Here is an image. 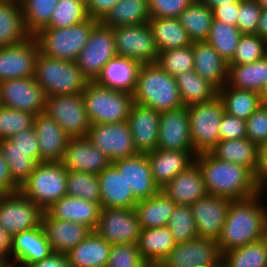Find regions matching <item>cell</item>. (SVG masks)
Listing matches in <instances>:
<instances>
[{"instance_id":"03108f58","label":"cell","mask_w":267,"mask_h":267,"mask_svg":"<svg viewBox=\"0 0 267 267\" xmlns=\"http://www.w3.org/2000/svg\"><path fill=\"white\" fill-rule=\"evenodd\" d=\"M257 180L263 189L267 188V141L259 147V170Z\"/></svg>"},{"instance_id":"a7ac6f4b","label":"cell","mask_w":267,"mask_h":267,"mask_svg":"<svg viewBox=\"0 0 267 267\" xmlns=\"http://www.w3.org/2000/svg\"><path fill=\"white\" fill-rule=\"evenodd\" d=\"M256 34L267 42V9H262Z\"/></svg>"},{"instance_id":"f6af8a7d","label":"cell","mask_w":267,"mask_h":267,"mask_svg":"<svg viewBox=\"0 0 267 267\" xmlns=\"http://www.w3.org/2000/svg\"><path fill=\"white\" fill-rule=\"evenodd\" d=\"M242 33L237 26L213 20L207 42L218 52V54L229 62L235 53Z\"/></svg>"},{"instance_id":"d590c367","label":"cell","mask_w":267,"mask_h":267,"mask_svg":"<svg viewBox=\"0 0 267 267\" xmlns=\"http://www.w3.org/2000/svg\"><path fill=\"white\" fill-rule=\"evenodd\" d=\"M0 150L13 181L20 187L40 163V150H22L10 139L0 141Z\"/></svg>"},{"instance_id":"2a66077c","label":"cell","mask_w":267,"mask_h":267,"mask_svg":"<svg viewBox=\"0 0 267 267\" xmlns=\"http://www.w3.org/2000/svg\"><path fill=\"white\" fill-rule=\"evenodd\" d=\"M81 1L82 3H84L86 6L88 5V3L90 2V0H79Z\"/></svg>"},{"instance_id":"753ad0ef","label":"cell","mask_w":267,"mask_h":267,"mask_svg":"<svg viewBox=\"0 0 267 267\" xmlns=\"http://www.w3.org/2000/svg\"><path fill=\"white\" fill-rule=\"evenodd\" d=\"M262 9H267V0H257Z\"/></svg>"},{"instance_id":"be15d7a7","label":"cell","mask_w":267,"mask_h":267,"mask_svg":"<svg viewBox=\"0 0 267 267\" xmlns=\"http://www.w3.org/2000/svg\"><path fill=\"white\" fill-rule=\"evenodd\" d=\"M19 186L13 181L9 167L0 150V192L14 193L19 191Z\"/></svg>"},{"instance_id":"52a82bcc","label":"cell","mask_w":267,"mask_h":267,"mask_svg":"<svg viewBox=\"0 0 267 267\" xmlns=\"http://www.w3.org/2000/svg\"><path fill=\"white\" fill-rule=\"evenodd\" d=\"M82 99L91 124L120 123L127 121L134 104L133 95L115 91L89 81Z\"/></svg>"},{"instance_id":"603a6c76","label":"cell","mask_w":267,"mask_h":267,"mask_svg":"<svg viewBox=\"0 0 267 267\" xmlns=\"http://www.w3.org/2000/svg\"><path fill=\"white\" fill-rule=\"evenodd\" d=\"M52 253L41 225L12 236L10 262L16 267H28L49 257Z\"/></svg>"},{"instance_id":"4316f807","label":"cell","mask_w":267,"mask_h":267,"mask_svg":"<svg viewBox=\"0 0 267 267\" xmlns=\"http://www.w3.org/2000/svg\"><path fill=\"white\" fill-rule=\"evenodd\" d=\"M161 191L176 205L190 206L208 193L199 166L194 162L177 174Z\"/></svg>"},{"instance_id":"f907efd6","label":"cell","mask_w":267,"mask_h":267,"mask_svg":"<svg viewBox=\"0 0 267 267\" xmlns=\"http://www.w3.org/2000/svg\"><path fill=\"white\" fill-rule=\"evenodd\" d=\"M167 226L176 243L187 242L198 237L190 206L177 205L168 220Z\"/></svg>"},{"instance_id":"e7e4bbea","label":"cell","mask_w":267,"mask_h":267,"mask_svg":"<svg viewBox=\"0 0 267 267\" xmlns=\"http://www.w3.org/2000/svg\"><path fill=\"white\" fill-rule=\"evenodd\" d=\"M28 267H71L66 254L52 253L49 257L37 261Z\"/></svg>"},{"instance_id":"9c48e42d","label":"cell","mask_w":267,"mask_h":267,"mask_svg":"<svg viewBox=\"0 0 267 267\" xmlns=\"http://www.w3.org/2000/svg\"><path fill=\"white\" fill-rule=\"evenodd\" d=\"M116 55L113 28L99 21L75 63L89 81H95L105 64Z\"/></svg>"},{"instance_id":"db71d44e","label":"cell","mask_w":267,"mask_h":267,"mask_svg":"<svg viewBox=\"0 0 267 267\" xmlns=\"http://www.w3.org/2000/svg\"><path fill=\"white\" fill-rule=\"evenodd\" d=\"M107 267H151L139 253L137 244L112 245Z\"/></svg>"},{"instance_id":"4dcf8cb0","label":"cell","mask_w":267,"mask_h":267,"mask_svg":"<svg viewBox=\"0 0 267 267\" xmlns=\"http://www.w3.org/2000/svg\"><path fill=\"white\" fill-rule=\"evenodd\" d=\"M147 156L152 177L160 189L194 163V157L188 151L156 149Z\"/></svg>"},{"instance_id":"6da1fadb","label":"cell","mask_w":267,"mask_h":267,"mask_svg":"<svg viewBox=\"0 0 267 267\" xmlns=\"http://www.w3.org/2000/svg\"><path fill=\"white\" fill-rule=\"evenodd\" d=\"M194 162L202 172L209 195L234 201L253 197L263 190L248 168L219 160L210 152L197 154Z\"/></svg>"},{"instance_id":"e575fe53","label":"cell","mask_w":267,"mask_h":267,"mask_svg":"<svg viewBox=\"0 0 267 267\" xmlns=\"http://www.w3.org/2000/svg\"><path fill=\"white\" fill-rule=\"evenodd\" d=\"M31 37L21 4L0 0V47L17 45Z\"/></svg>"},{"instance_id":"bcb514c9","label":"cell","mask_w":267,"mask_h":267,"mask_svg":"<svg viewBox=\"0 0 267 267\" xmlns=\"http://www.w3.org/2000/svg\"><path fill=\"white\" fill-rule=\"evenodd\" d=\"M67 195L101 203L100 183L97 174L68 171Z\"/></svg>"},{"instance_id":"74e56055","label":"cell","mask_w":267,"mask_h":267,"mask_svg":"<svg viewBox=\"0 0 267 267\" xmlns=\"http://www.w3.org/2000/svg\"><path fill=\"white\" fill-rule=\"evenodd\" d=\"M148 24L158 52L192 45L178 18H150Z\"/></svg>"},{"instance_id":"ee69618b","label":"cell","mask_w":267,"mask_h":267,"mask_svg":"<svg viewBox=\"0 0 267 267\" xmlns=\"http://www.w3.org/2000/svg\"><path fill=\"white\" fill-rule=\"evenodd\" d=\"M222 267H267V243L265 239L223 253Z\"/></svg>"},{"instance_id":"44dd1931","label":"cell","mask_w":267,"mask_h":267,"mask_svg":"<svg viewBox=\"0 0 267 267\" xmlns=\"http://www.w3.org/2000/svg\"><path fill=\"white\" fill-rule=\"evenodd\" d=\"M112 164L123 174L137 201L146 200L161 190L152 177L147 154L117 159Z\"/></svg>"},{"instance_id":"8fae6325","label":"cell","mask_w":267,"mask_h":267,"mask_svg":"<svg viewBox=\"0 0 267 267\" xmlns=\"http://www.w3.org/2000/svg\"><path fill=\"white\" fill-rule=\"evenodd\" d=\"M43 210L20 191L0 197V225L11 236L41 225Z\"/></svg>"},{"instance_id":"94428289","label":"cell","mask_w":267,"mask_h":267,"mask_svg":"<svg viewBox=\"0 0 267 267\" xmlns=\"http://www.w3.org/2000/svg\"><path fill=\"white\" fill-rule=\"evenodd\" d=\"M22 150H39L37 135L34 128L20 131L10 138Z\"/></svg>"},{"instance_id":"d4e9b609","label":"cell","mask_w":267,"mask_h":267,"mask_svg":"<svg viewBox=\"0 0 267 267\" xmlns=\"http://www.w3.org/2000/svg\"><path fill=\"white\" fill-rule=\"evenodd\" d=\"M141 66L138 60L116 55L105 64L94 82L133 95Z\"/></svg>"},{"instance_id":"2644e50d","label":"cell","mask_w":267,"mask_h":267,"mask_svg":"<svg viewBox=\"0 0 267 267\" xmlns=\"http://www.w3.org/2000/svg\"><path fill=\"white\" fill-rule=\"evenodd\" d=\"M259 96L261 99V103L267 105V81L263 84L259 92Z\"/></svg>"},{"instance_id":"d6986e66","label":"cell","mask_w":267,"mask_h":267,"mask_svg":"<svg viewBox=\"0 0 267 267\" xmlns=\"http://www.w3.org/2000/svg\"><path fill=\"white\" fill-rule=\"evenodd\" d=\"M159 126L156 149L188 151L195 158L186 106L160 113Z\"/></svg>"},{"instance_id":"ffe728a7","label":"cell","mask_w":267,"mask_h":267,"mask_svg":"<svg viewBox=\"0 0 267 267\" xmlns=\"http://www.w3.org/2000/svg\"><path fill=\"white\" fill-rule=\"evenodd\" d=\"M60 163L67 171L99 174L112 164L109 157L87 137L70 138Z\"/></svg>"},{"instance_id":"277c9868","label":"cell","mask_w":267,"mask_h":267,"mask_svg":"<svg viewBox=\"0 0 267 267\" xmlns=\"http://www.w3.org/2000/svg\"><path fill=\"white\" fill-rule=\"evenodd\" d=\"M33 77L47 97L82 93L89 83L75 62L47 57L42 53L36 59Z\"/></svg>"},{"instance_id":"7dc6e473","label":"cell","mask_w":267,"mask_h":267,"mask_svg":"<svg viewBox=\"0 0 267 267\" xmlns=\"http://www.w3.org/2000/svg\"><path fill=\"white\" fill-rule=\"evenodd\" d=\"M58 1L59 0H23L21 3L22 13L26 29L32 36L49 23Z\"/></svg>"},{"instance_id":"30bf717a","label":"cell","mask_w":267,"mask_h":267,"mask_svg":"<svg viewBox=\"0 0 267 267\" xmlns=\"http://www.w3.org/2000/svg\"><path fill=\"white\" fill-rule=\"evenodd\" d=\"M44 112L71 137H86L91 126L82 93L47 97Z\"/></svg>"},{"instance_id":"9f6ffc18","label":"cell","mask_w":267,"mask_h":267,"mask_svg":"<svg viewBox=\"0 0 267 267\" xmlns=\"http://www.w3.org/2000/svg\"><path fill=\"white\" fill-rule=\"evenodd\" d=\"M246 138L258 147L267 141V105L262 104L246 120Z\"/></svg>"},{"instance_id":"3957f363","label":"cell","mask_w":267,"mask_h":267,"mask_svg":"<svg viewBox=\"0 0 267 267\" xmlns=\"http://www.w3.org/2000/svg\"><path fill=\"white\" fill-rule=\"evenodd\" d=\"M133 99L134 103L152 108L158 113L184 106L175 77L157 63L142 64Z\"/></svg>"},{"instance_id":"816d5d0a","label":"cell","mask_w":267,"mask_h":267,"mask_svg":"<svg viewBox=\"0 0 267 267\" xmlns=\"http://www.w3.org/2000/svg\"><path fill=\"white\" fill-rule=\"evenodd\" d=\"M267 55V42L257 34H242L228 65L253 63Z\"/></svg>"},{"instance_id":"f1b7e54d","label":"cell","mask_w":267,"mask_h":267,"mask_svg":"<svg viewBox=\"0 0 267 267\" xmlns=\"http://www.w3.org/2000/svg\"><path fill=\"white\" fill-rule=\"evenodd\" d=\"M101 193V208H134L138 201L132 194L131 187H128L117 168L111 164L98 174Z\"/></svg>"},{"instance_id":"6f0895ef","label":"cell","mask_w":267,"mask_h":267,"mask_svg":"<svg viewBox=\"0 0 267 267\" xmlns=\"http://www.w3.org/2000/svg\"><path fill=\"white\" fill-rule=\"evenodd\" d=\"M194 0H148L151 18H178Z\"/></svg>"},{"instance_id":"60d3db41","label":"cell","mask_w":267,"mask_h":267,"mask_svg":"<svg viewBox=\"0 0 267 267\" xmlns=\"http://www.w3.org/2000/svg\"><path fill=\"white\" fill-rule=\"evenodd\" d=\"M267 81V55L253 63L228 65L227 85L259 93Z\"/></svg>"},{"instance_id":"c3c4849f","label":"cell","mask_w":267,"mask_h":267,"mask_svg":"<svg viewBox=\"0 0 267 267\" xmlns=\"http://www.w3.org/2000/svg\"><path fill=\"white\" fill-rule=\"evenodd\" d=\"M87 6L79 0H59L45 27L66 28L87 20Z\"/></svg>"},{"instance_id":"f5cc1de1","label":"cell","mask_w":267,"mask_h":267,"mask_svg":"<svg viewBox=\"0 0 267 267\" xmlns=\"http://www.w3.org/2000/svg\"><path fill=\"white\" fill-rule=\"evenodd\" d=\"M35 114L9 107H0V141L34 127Z\"/></svg>"},{"instance_id":"680465c9","label":"cell","mask_w":267,"mask_h":267,"mask_svg":"<svg viewBox=\"0 0 267 267\" xmlns=\"http://www.w3.org/2000/svg\"><path fill=\"white\" fill-rule=\"evenodd\" d=\"M220 140L246 138V121L224 113L219 125Z\"/></svg>"},{"instance_id":"8d00e7d4","label":"cell","mask_w":267,"mask_h":267,"mask_svg":"<svg viewBox=\"0 0 267 267\" xmlns=\"http://www.w3.org/2000/svg\"><path fill=\"white\" fill-rule=\"evenodd\" d=\"M176 204L163 191L146 200L138 201L134 210L141 229L167 226L168 220L176 208Z\"/></svg>"},{"instance_id":"484cf974","label":"cell","mask_w":267,"mask_h":267,"mask_svg":"<svg viewBox=\"0 0 267 267\" xmlns=\"http://www.w3.org/2000/svg\"><path fill=\"white\" fill-rule=\"evenodd\" d=\"M33 128L37 135L40 162H60L71 137L45 112L35 116Z\"/></svg>"},{"instance_id":"7402d4cb","label":"cell","mask_w":267,"mask_h":267,"mask_svg":"<svg viewBox=\"0 0 267 267\" xmlns=\"http://www.w3.org/2000/svg\"><path fill=\"white\" fill-rule=\"evenodd\" d=\"M134 146L139 154L156 150L160 125V113L152 108L134 103L127 121Z\"/></svg>"},{"instance_id":"91938a15","label":"cell","mask_w":267,"mask_h":267,"mask_svg":"<svg viewBox=\"0 0 267 267\" xmlns=\"http://www.w3.org/2000/svg\"><path fill=\"white\" fill-rule=\"evenodd\" d=\"M238 10L239 1L231 5H220L212 10L213 18L214 20L237 26Z\"/></svg>"},{"instance_id":"5bb4252c","label":"cell","mask_w":267,"mask_h":267,"mask_svg":"<svg viewBox=\"0 0 267 267\" xmlns=\"http://www.w3.org/2000/svg\"><path fill=\"white\" fill-rule=\"evenodd\" d=\"M117 55L140 61L156 63L158 50L148 23L116 26L113 28Z\"/></svg>"},{"instance_id":"ba28073f","label":"cell","mask_w":267,"mask_h":267,"mask_svg":"<svg viewBox=\"0 0 267 267\" xmlns=\"http://www.w3.org/2000/svg\"><path fill=\"white\" fill-rule=\"evenodd\" d=\"M194 153L210 152L220 140L219 125L225 113L222 100L215 99L187 107Z\"/></svg>"},{"instance_id":"e0dca14e","label":"cell","mask_w":267,"mask_h":267,"mask_svg":"<svg viewBox=\"0 0 267 267\" xmlns=\"http://www.w3.org/2000/svg\"><path fill=\"white\" fill-rule=\"evenodd\" d=\"M39 53L34 36L17 45L0 47V82L34 76Z\"/></svg>"},{"instance_id":"d6a6232c","label":"cell","mask_w":267,"mask_h":267,"mask_svg":"<svg viewBox=\"0 0 267 267\" xmlns=\"http://www.w3.org/2000/svg\"><path fill=\"white\" fill-rule=\"evenodd\" d=\"M175 245L168 226L141 229L137 242L139 253L151 267H158Z\"/></svg>"},{"instance_id":"89a4df30","label":"cell","mask_w":267,"mask_h":267,"mask_svg":"<svg viewBox=\"0 0 267 267\" xmlns=\"http://www.w3.org/2000/svg\"><path fill=\"white\" fill-rule=\"evenodd\" d=\"M201 4L206 5L208 8L213 10L215 7L220 5H231L239 0H198Z\"/></svg>"},{"instance_id":"83f0119b","label":"cell","mask_w":267,"mask_h":267,"mask_svg":"<svg viewBox=\"0 0 267 267\" xmlns=\"http://www.w3.org/2000/svg\"><path fill=\"white\" fill-rule=\"evenodd\" d=\"M101 205L79 197L63 196L56 201L46 212L54 219L72 221L96 230Z\"/></svg>"},{"instance_id":"003e7915","label":"cell","mask_w":267,"mask_h":267,"mask_svg":"<svg viewBox=\"0 0 267 267\" xmlns=\"http://www.w3.org/2000/svg\"><path fill=\"white\" fill-rule=\"evenodd\" d=\"M12 236L0 225V258L10 262Z\"/></svg>"},{"instance_id":"f35d334b","label":"cell","mask_w":267,"mask_h":267,"mask_svg":"<svg viewBox=\"0 0 267 267\" xmlns=\"http://www.w3.org/2000/svg\"><path fill=\"white\" fill-rule=\"evenodd\" d=\"M175 79L182 103L186 107L209 102L218 96V89L194 70L185 71Z\"/></svg>"},{"instance_id":"2e32d148","label":"cell","mask_w":267,"mask_h":267,"mask_svg":"<svg viewBox=\"0 0 267 267\" xmlns=\"http://www.w3.org/2000/svg\"><path fill=\"white\" fill-rule=\"evenodd\" d=\"M2 106L37 115L44 112L47 95L33 76L0 82Z\"/></svg>"},{"instance_id":"ab89813d","label":"cell","mask_w":267,"mask_h":267,"mask_svg":"<svg viewBox=\"0 0 267 267\" xmlns=\"http://www.w3.org/2000/svg\"><path fill=\"white\" fill-rule=\"evenodd\" d=\"M150 18L148 0H119L100 22L114 28L146 24Z\"/></svg>"},{"instance_id":"681fc988","label":"cell","mask_w":267,"mask_h":267,"mask_svg":"<svg viewBox=\"0 0 267 267\" xmlns=\"http://www.w3.org/2000/svg\"><path fill=\"white\" fill-rule=\"evenodd\" d=\"M169 75L176 77L185 71L194 70L192 45L161 51L156 62Z\"/></svg>"},{"instance_id":"ac0fdd59","label":"cell","mask_w":267,"mask_h":267,"mask_svg":"<svg viewBox=\"0 0 267 267\" xmlns=\"http://www.w3.org/2000/svg\"><path fill=\"white\" fill-rule=\"evenodd\" d=\"M232 200L207 194L191 204L199 238L219 240Z\"/></svg>"},{"instance_id":"7a4b0ae2","label":"cell","mask_w":267,"mask_h":267,"mask_svg":"<svg viewBox=\"0 0 267 267\" xmlns=\"http://www.w3.org/2000/svg\"><path fill=\"white\" fill-rule=\"evenodd\" d=\"M266 190L263 189L253 197L231 202L217 241L221 254L264 238L267 206L263 203L266 200L262 198Z\"/></svg>"},{"instance_id":"7c38bea8","label":"cell","mask_w":267,"mask_h":267,"mask_svg":"<svg viewBox=\"0 0 267 267\" xmlns=\"http://www.w3.org/2000/svg\"><path fill=\"white\" fill-rule=\"evenodd\" d=\"M158 267H222V254L217 241L197 237L176 243Z\"/></svg>"},{"instance_id":"5b68a950","label":"cell","mask_w":267,"mask_h":267,"mask_svg":"<svg viewBox=\"0 0 267 267\" xmlns=\"http://www.w3.org/2000/svg\"><path fill=\"white\" fill-rule=\"evenodd\" d=\"M98 22L88 18L66 28L44 27L33 36L37 40L40 53L47 57L75 62Z\"/></svg>"},{"instance_id":"b9fcfbb0","label":"cell","mask_w":267,"mask_h":267,"mask_svg":"<svg viewBox=\"0 0 267 267\" xmlns=\"http://www.w3.org/2000/svg\"><path fill=\"white\" fill-rule=\"evenodd\" d=\"M2 106L1 91H0V107Z\"/></svg>"},{"instance_id":"34e18365","label":"cell","mask_w":267,"mask_h":267,"mask_svg":"<svg viewBox=\"0 0 267 267\" xmlns=\"http://www.w3.org/2000/svg\"><path fill=\"white\" fill-rule=\"evenodd\" d=\"M4 1H11V2L20 3V4L23 2V0H4Z\"/></svg>"},{"instance_id":"11e5206c","label":"cell","mask_w":267,"mask_h":267,"mask_svg":"<svg viewBox=\"0 0 267 267\" xmlns=\"http://www.w3.org/2000/svg\"><path fill=\"white\" fill-rule=\"evenodd\" d=\"M264 239H265V241H266V243H267V224H266V228H265V235H264Z\"/></svg>"},{"instance_id":"8992f818","label":"cell","mask_w":267,"mask_h":267,"mask_svg":"<svg viewBox=\"0 0 267 267\" xmlns=\"http://www.w3.org/2000/svg\"><path fill=\"white\" fill-rule=\"evenodd\" d=\"M67 174L68 171L60 162H40L19 191L46 211L67 195Z\"/></svg>"},{"instance_id":"7bdbcfd3","label":"cell","mask_w":267,"mask_h":267,"mask_svg":"<svg viewBox=\"0 0 267 267\" xmlns=\"http://www.w3.org/2000/svg\"><path fill=\"white\" fill-rule=\"evenodd\" d=\"M180 24L193 42L206 41L213 23V11L194 0L178 17Z\"/></svg>"},{"instance_id":"1f68e13d","label":"cell","mask_w":267,"mask_h":267,"mask_svg":"<svg viewBox=\"0 0 267 267\" xmlns=\"http://www.w3.org/2000/svg\"><path fill=\"white\" fill-rule=\"evenodd\" d=\"M210 153L217 159L248 168L256 177L259 170V147L248 138L219 140Z\"/></svg>"},{"instance_id":"cb8c5ba5","label":"cell","mask_w":267,"mask_h":267,"mask_svg":"<svg viewBox=\"0 0 267 267\" xmlns=\"http://www.w3.org/2000/svg\"><path fill=\"white\" fill-rule=\"evenodd\" d=\"M41 226L53 253L66 254L93 231L83 224L54 219L46 211H43Z\"/></svg>"},{"instance_id":"b9f144b4","label":"cell","mask_w":267,"mask_h":267,"mask_svg":"<svg viewBox=\"0 0 267 267\" xmlns=\"http://www.w3.org/2000/svg\"><path fill=\"white\" fill-rule=\"evenodd\" d=\"M218 97L222 100L226 113L245 121L262 105L259 93L233 88L227 84L218 90Z\"/></svg>"},{"instance_id":"9a60e30c","label":"cell","mask_w":267,"mask_h":267,"mask_svg":"<svg viewBox=\"0 0 267 267\" xmlns=\"http://www.w3.org/2000/svg\"><path fill=\"white\" fill-rule=\"evenodd\" d=\"M88 140L113 162L139 154L126 121L120 123L91 124Z\"/></svg>"},{"instance_id":"f546056e","label":"cell","mask_w":267,"mask_h":267,"mask_svg":"<svg viewBox=\"0 0 267 267\" xmlns=\"http://www.w3.org/2000/svg\"><path fill=\"white\" fill-rule=\"evenodd\" d=\"M194 53V71L218 90L228 80V62L207 41L192 43Z\"/></svg>"},{"instance_id":"836d02e7","label":"cell","mask_w":267,"mask_h":267,"mask_svg":"<svg viewBox=\"0 0 267 267\" xmlns=\"http://www.w3.org/2000/svg\"><path fill=\"white\" fill-rule=\"evenodd\" d=\"M112 245L92 231L77 246L66 253L71 267L107 266Z\"/></svg>"},{"instance_id":"8c879c8a","label":"cell","mask_w":267,"mask_h":267,"mask_svg":"<svg viewBox=\"0 0 267 267\" xmlns=\"http://www.w3.org/2000/svg\"><path fill=\"white\" fill-rule=\"evenodd\" d=\"M0 267H16L12 262H9V261H3L1 264H0Z\"/></svg>"},{"instance_id":"11a10c76","label":"cell","mask_w":267,"mask_h":267,"mask_svg":"<svg viewBox=\"0 0 267 267\" xmlns=\"http://www.w3.org/2000/svg\"><path fill=\"white\" fill-rule=\"evenodd\" d=\"M262 7L257 0H239L237 27L242 34H256Z\"/></svg>"},{"instance_id":"4fadbf2b","label":"cell","mask_w":267,"mask_h":267,"mask_svg":"<svg viewBox=\"0 0 267 267\" xmlns=\"http://www.w3.org/2000/svg\"><path fill=\"white\" fill-rule=\"evenodd\" d=\"M96 233L111 245L137 244L141 227L134 208H101Z\"/></svg>"},{"instance_id":"6125c7cd","label":"cell","mask_w":267,"mask_h":267,"mask_svg":"<svg viewBox=\"0 0 267 267\" xmlns=\"http://www.w3.org/2000/svg\"><path fill=\"white\" fill-rule=\"evenodd\" d=\"M119 0H90L87 5L88 17L101 21Z\"/></svg>"}]
</instances>
